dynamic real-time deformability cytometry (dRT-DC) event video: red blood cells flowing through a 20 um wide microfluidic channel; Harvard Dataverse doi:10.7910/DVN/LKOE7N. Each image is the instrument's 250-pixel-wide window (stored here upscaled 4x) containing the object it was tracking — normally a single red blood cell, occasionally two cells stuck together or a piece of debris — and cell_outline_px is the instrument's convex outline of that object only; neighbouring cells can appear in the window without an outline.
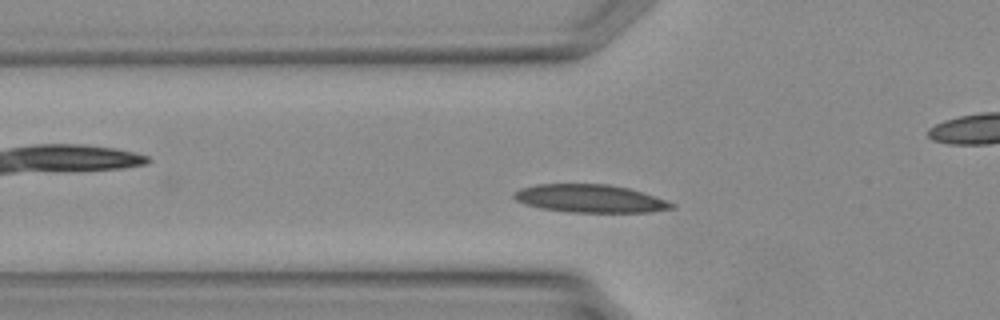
{"species": "Egyptian fruit bat (a non-hibernating species)", "species_latin": "Rousettus aegyptiacus", "temperature_condition": "warm", "stored_images_in_passage": 28, "camera_frame_rate_fps": 3000, "um_per_image_px": 0.085, "animal": {"sex": "female"}, "frame": {"image": 1, "passage_image": 5, "time_ms": 1.333, "image_size_px": [1000, 320], "cell_outline_px": [[676, 208], [648, 212], [568, 212], [540, 208], [524, 204], [516, 200], [512, 196], [512, 192], [520, 188], [536, 184], [608, 184], [628, 188], [676, 204]], "centroid_in_image_um": [50.09, 16.88], "position_along_channel_um": 75.7, "area_um2": 25.66}}
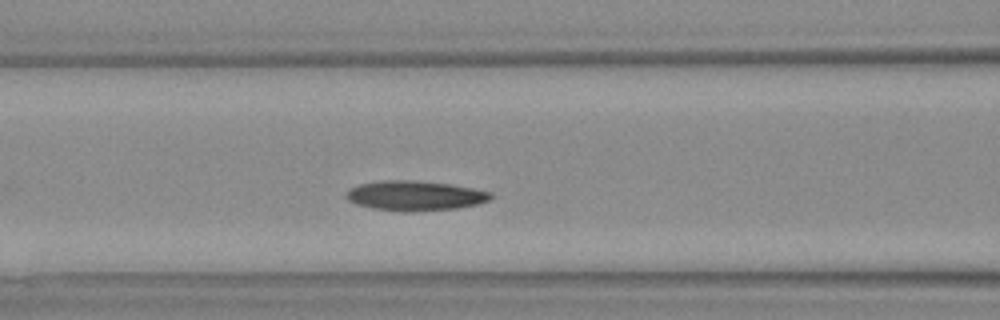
{"frame": {"image": 2, "passage_image": 8, "time_ms": 2.333, "image_size_px": [1000, 320], "cell_outline_px": [[492, 196], [488, 200], [476, 204], [456, 208], [372, 208], [356, 204], [348, 200], [344, 196], [352, 188], [360, 184], [384, 180], [412, 180], [448, 184], [472, 188], [492, 192]], "centroid_in_image_um": [35.27, 16.57], "position_along_channel_um": 131.3, "area_um2": 23.58}}